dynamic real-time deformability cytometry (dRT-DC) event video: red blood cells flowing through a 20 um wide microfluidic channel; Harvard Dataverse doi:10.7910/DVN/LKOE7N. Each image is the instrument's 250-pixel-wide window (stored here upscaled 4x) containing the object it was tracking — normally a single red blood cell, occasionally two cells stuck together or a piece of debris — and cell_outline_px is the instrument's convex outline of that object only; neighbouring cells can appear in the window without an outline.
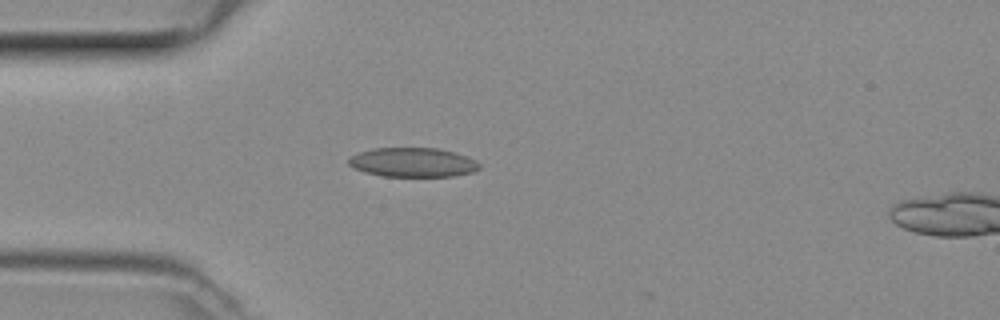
{"species": "common noctule bat (a hibernating species)", "species_latin": "Nyctalus noctula", "temperature_condition": "room temperature", "stored_images_in_passage": 12, "camera_frame_rate_fps": 3000, "um_per_image_px": 0.085, "animal": {"sex": "female", "body_mass_g": 29.2, "forearm_length_mm": 56.3}, "frame": {"image": 1, "passage_image": 1, "time_ms": 0.0, "image_size_px": [1000, 320], "cell_outline_px": [[480, 168], [472, 172], [452, 176], [384, 176], [364, 172], [348, 164], [348, 156], [372, 148], [440, 148], [468, 156], [476, 160], [480, 164]], "centroid_in_image_um": [35.1, 13.79], "position_along_channel_um": 49.9, "area_um2": 22.37}}
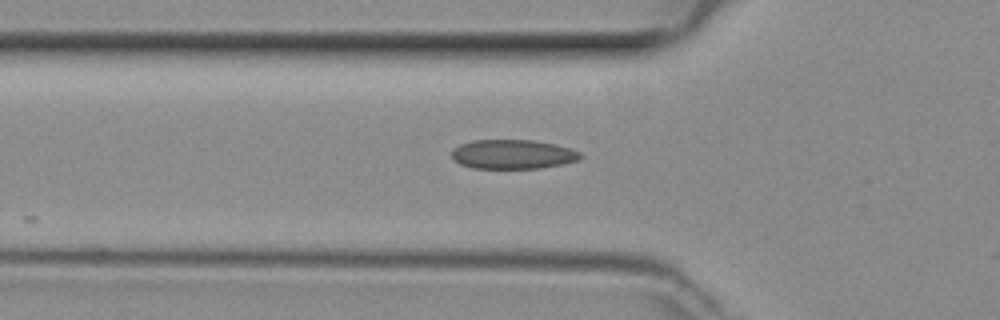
{"frame": {"image": 2, "passage_image": 4, "time_ms": 1.0, "image_size_px": [1000, 320], "cell_outline_px": [[584, 156], [580, 160], [564, 164], [540, 168], [472, 168], [460, 164], [452, 160], [452, 152], [460, 144], [472, 140], [532, 140], [552, 144], [568, 148], [580, 152]], "centroid_in_image_um": [43.59, 13.12], "position_along_channel_um": 82.2, "area_um2": 21.96}}
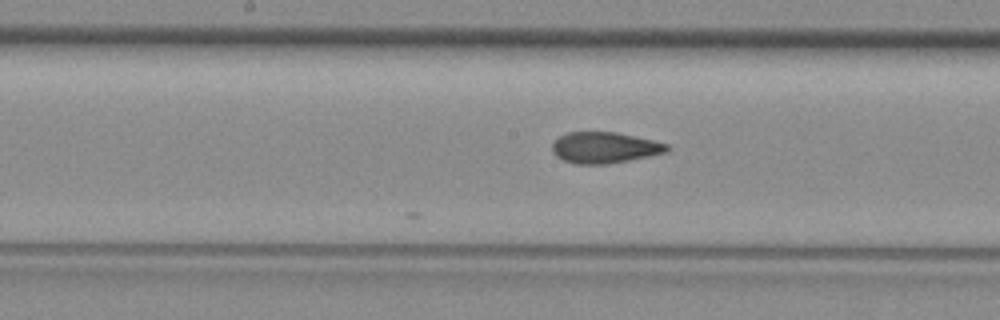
{"frame": {"image": 3, "passage_image": 12, "time_ms": 3.667, "image_size_px": [1000, 320], "cell_outline_px": [[672, 148], [668, 152], [608, 164], [576, 164], [564, 160], [556, 156], [552, 152], [552, 144], [560, 136], [568, 132], [616, 132], [652, 140], [668, 144]], "centroid_in_image_um": [51.4, 12.55], "position_along_channel_um": 196.8, "area_um2": 20.75}}